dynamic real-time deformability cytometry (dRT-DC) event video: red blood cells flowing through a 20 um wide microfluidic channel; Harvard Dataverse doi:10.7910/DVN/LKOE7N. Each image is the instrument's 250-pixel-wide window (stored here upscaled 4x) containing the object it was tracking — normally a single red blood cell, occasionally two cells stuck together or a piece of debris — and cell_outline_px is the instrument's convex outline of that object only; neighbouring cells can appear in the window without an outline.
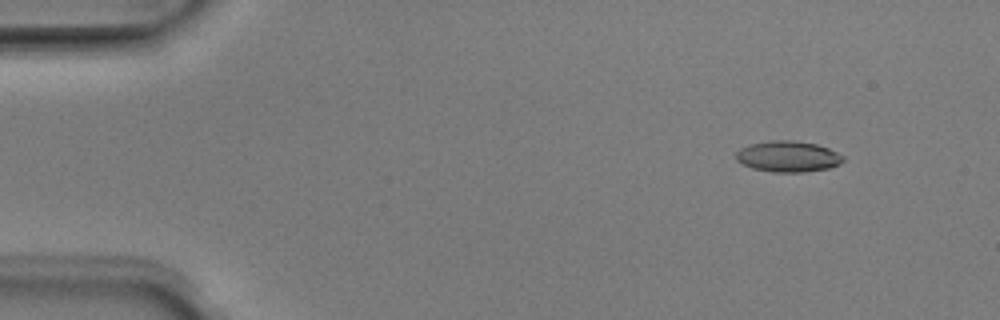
{"species": "Egyptian fruit bat (a non-hibernating species)", "species_latin": "Rousettus aegyptiacus", "temperature_condition": "room temperature", "stored_images_in_passage": 52, "camera_frame_rate_fps": 3000, "um_per_image_px": 0.085, "animal": {"sex": "male"}, "frame": {"image": 1, "passage_image": 6, "time_ms": 1.667, "image_size_px": [1000, 320], "cell_outline_px": [[844, 160], [840, 164], [828, 168], [804, 172], [772, 172], [752, 168], [736, 160], [736, 152], [740, 148], [752, 144], [768, 140], [792, 140], [816, 144], [828, 148], [844, 156]], "centroid_in_image_um": [66.98, 13.3], "position_along_channel_um": 18.0, "area_um2": 19.31}}
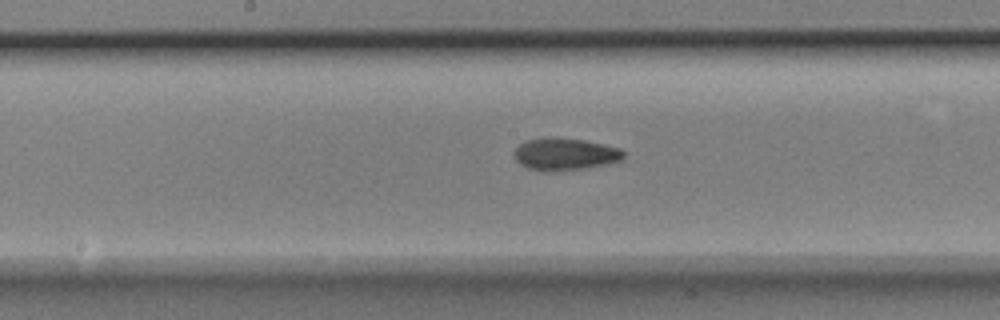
{"frame": {"image": 2, "passage_image": 27, "time_ms": 8.667, "image_size_px": [1000, 320], "cell_outline_px": [[624, 156], [620, 160], [608, 164], [588, 168], [552, 172], [544, 172], [528, 168], [520, 164], [516, 160], [512, 152], [520, 144], [528, 140], [544, 136], [556, 136], [584, 140], [604, 144], [620, 148], [624, 152]], "centroid_in_image_um": [48.0, 13.1], "position_along_channel_um": 200.2, "area_um2": 21.04}}
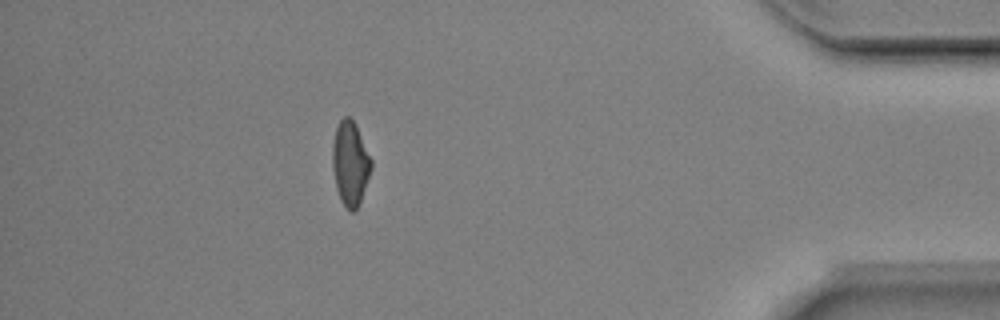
{"frame": {"image": 3, "passage_image": 46, "time_ms": 15.0, "image_size_px": [1000, 320], "cell_outline_px": [[372, 168], [360, 204], [352, 212], [340, 200], [336, 188], [332, 168], [332, 144], [336, 128], [340, 120], [344, 116], [348, 116], [356, 124], [372, 160]], "centroid_in_image_um": [29.77, 13.88], "position_along_channel_um": 405.4, "area_um2": 19.13}, "authors_computed_cell_mechanics": {"area_um2": 19.3052, "velocity_mm_per_s": 3.9887, "shape_relaxation_time_tau1_ms": 3.0014, "shape_relaxation_time_tau2_ms": 4.3087, "deformation_change_tau1": 0.1545, "deformation_change_tau2": 0.1112}}